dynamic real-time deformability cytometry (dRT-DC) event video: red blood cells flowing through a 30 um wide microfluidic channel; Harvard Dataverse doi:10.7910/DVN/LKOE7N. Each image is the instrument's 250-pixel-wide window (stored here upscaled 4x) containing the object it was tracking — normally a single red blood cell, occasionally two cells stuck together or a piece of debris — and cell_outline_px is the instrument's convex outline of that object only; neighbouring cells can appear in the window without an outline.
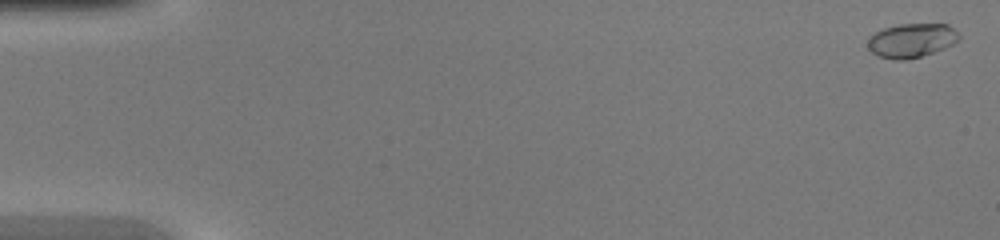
{"species": "common noctule bat (a hibernating species)", "species_latin": "Nyctalus noctula", "temperature_condition": "warm", "stored_images_in_passage": 46, "camera_frame_rate_fps": 3000, "um_per_image_px": 0.085, "animal": {"sex": "female", "body_mass_g": 20.0, "forearm_length_mm": 54.0}, "frame": {"image": 1, "passage_image": 1, "time_ms": 0.0, "image_size_px": [1000, 240], "cell_outline_px": [[960, 40], [944, 48], [920, 56], [904, 60], [892, 60], [880, 56], [872, 52], [868, 48], [868, 40], [876, 32], [884, 28], [900, 24], [948, 24], [960, 36]], "centroid_in_image_um": [77.49, 3.44], "position_along_channel_um": 7.5, "area_um2": 17.86}}
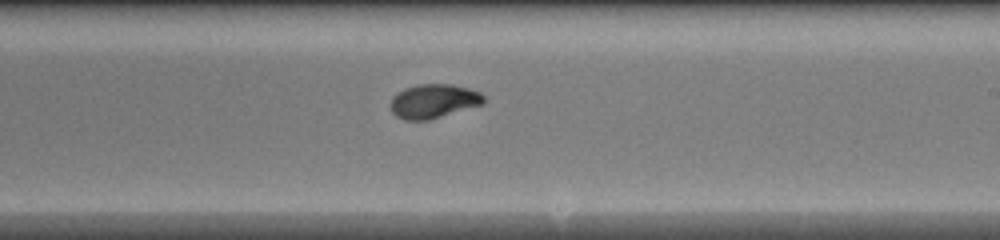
{"frame": {"image": 2, "passage_image": 28, "time_ms": 9.0, "image_size_px": [1000, 240], "cell_outline_px": [[484, 104], [428, 120], [404, 120], [396, 116], [392, 112], [388, 104], [392, 96], [396, 92], [404, 88], [416, 84], [452, 84], [468, 88], [480, 92], [484, 96]], "centroid_in_image_um": [36.81, 8.59], "position_along_channel_um": 252.2, "area_um2": 18.79}}
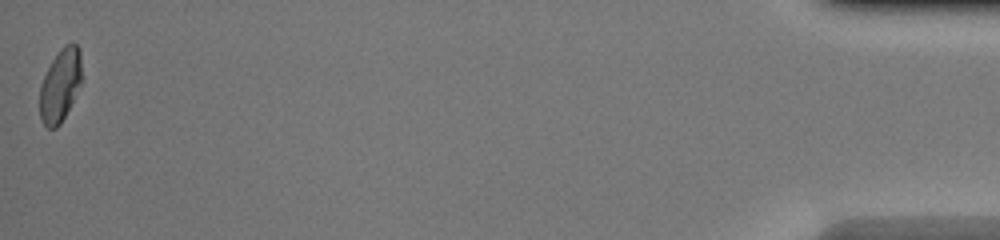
{"frame": {"image": 3, "passage_image": 46, "time_ms": 15.0, "image_size_px": [1000, 240], "cell_outline_px": [[84, 80], [60, 124], [56, 128], [48, 128], [40, 120], [40, 84], [52, 60], [60, 48], [64, 44], [72, 40], [76, 44], [80, 52]], "centroid_in_image_um": [5.16, 7.2], "position_along_channel_um": 430.0, "area_um2": 18.26}}